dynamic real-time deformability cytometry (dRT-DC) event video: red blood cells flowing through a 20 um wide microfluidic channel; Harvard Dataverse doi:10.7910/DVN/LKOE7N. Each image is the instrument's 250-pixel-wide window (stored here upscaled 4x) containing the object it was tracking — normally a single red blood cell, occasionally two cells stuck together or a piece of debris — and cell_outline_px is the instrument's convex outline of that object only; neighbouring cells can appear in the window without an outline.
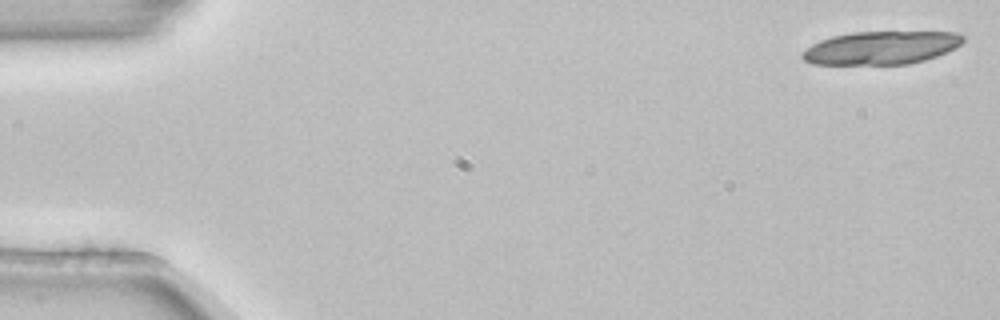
{"species": "common noctule bat (a hibernating species)", "species_latin": "Nyctalus noctula", "temperature_condition": "room temperature", "stored_images_in_passage": 5, "segment_of_instrument_passage": [1, 2], "camera_frame_rate_fps": 3000, "um_per_image_px": 0.085, "animal": {"sex": "female", "body_mass_g": 22.7, "forearm_length_mm": 54.2}, "frame": {"image": 1, "passage_image": 1, "time_ms": 0.0, "image_size_px": [1000, 320], "cell_outline_px": [[964, 40], [956, 48], [936, 56], [924, 60], [908, 64], [812, 64], [804, 60], [800, 56], [800, 52], [812, 44], [820, 40], [832, 36], [856, 32], [960, 32], [964, 36]], "centroid_in_image_um": [74.89, 4.06], "position_along_channel_um": 10.1, "area_um2": 31.1}}